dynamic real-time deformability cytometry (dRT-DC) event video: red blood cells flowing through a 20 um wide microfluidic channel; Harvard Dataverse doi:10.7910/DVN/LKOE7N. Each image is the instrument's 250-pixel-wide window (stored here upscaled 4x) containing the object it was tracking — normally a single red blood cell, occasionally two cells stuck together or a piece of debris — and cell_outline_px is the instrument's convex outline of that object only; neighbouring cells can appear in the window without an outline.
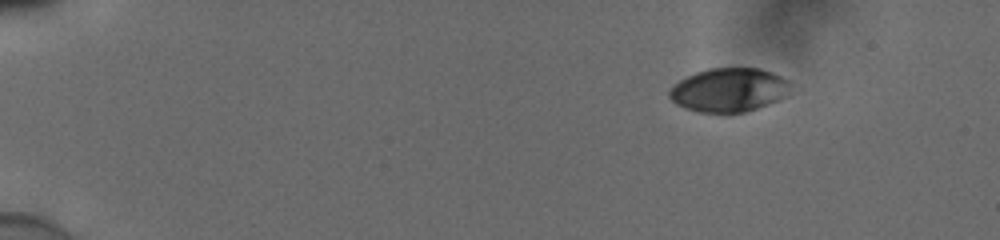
{"species": "human", "species_latin": "Homo sapiens", "temperature_condition": "cold", "stored_images_in_passage": 48, "camera_frame_rate_fps": 3000, "um_per_image_px": 0.085, "donor": {"sex": "male"}, "frame": {"image": 1, "passage_image": 1, "time_ms": 0.0, "image_size_px": [1000, 240], "cell_outline_px": [[788, 96], [768, 104], [744, 112], [728, 116], [696, 112], [684, 108], [676, 104], [668, 96], [668, 92], [672, 84], [696, 72], [708, 68], [760, 68], [780, 76], [788, 80]], "centroid_in_image_um": [61.9, 7.69], "position_along_channel_um": 23.1, "area_um2": 31.56}}
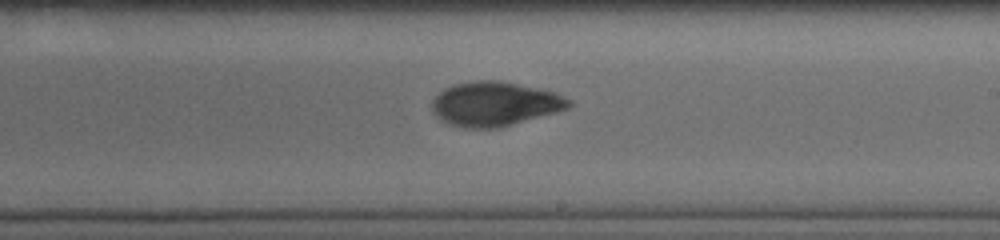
{"frame": {"image": 2, "passage_image": 28, "time_ms": 9.0, "image_size_px": [1000, 240], "cell_outline_px": [[572, 104], [568, 108], [496, 128], [464, 128], [440, 120], [432, 112], [432, 100], [444, 88], [456, 84], [472, 80], [496, 80], [556, 92], [572, 100]], "centroid_in_image_um": [42.02, 8.82], "position_along_channel_um": 247.0, "area_um2": 34.91}}
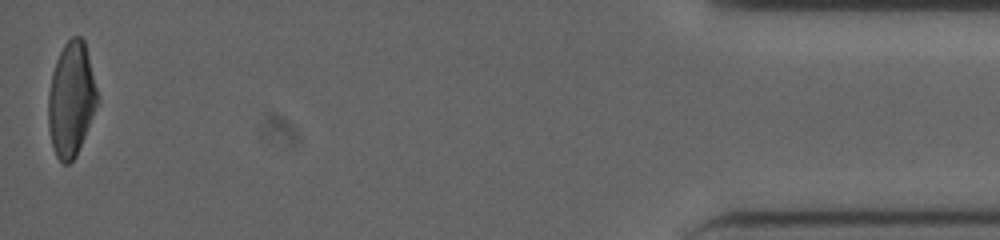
{"frame": {"image": 3, "passage_image": 48, "time_ms": 15.667, "image_size_px": [1000, 240], "cell_outline_px": [[96, 104], [92, 116], [76, 156], [68, 164], [64, 164], [56, 156], [52, 144], [48, 128], [48, 92], [52, 72], [56, 60], [64, 44], [72, 36], [80, 36], [84, 40], [96, 88]], "centroid_in_image_um": [6.01, 8.43], "position_along_channel_um": 429.2, "area_um2": 32.08}, "authors_computed_cell_mechanics": {"area_um2": 34.102, "velocity_mm_per_s": 3.8896, "shape_relaxation_time_tau1_ms": 6.3528, "shape_relaxation_time_tau2_ms": 2.7084, "deformation_change_tau1": 0.1913, "deformation_change_tau2": 0.0678}}